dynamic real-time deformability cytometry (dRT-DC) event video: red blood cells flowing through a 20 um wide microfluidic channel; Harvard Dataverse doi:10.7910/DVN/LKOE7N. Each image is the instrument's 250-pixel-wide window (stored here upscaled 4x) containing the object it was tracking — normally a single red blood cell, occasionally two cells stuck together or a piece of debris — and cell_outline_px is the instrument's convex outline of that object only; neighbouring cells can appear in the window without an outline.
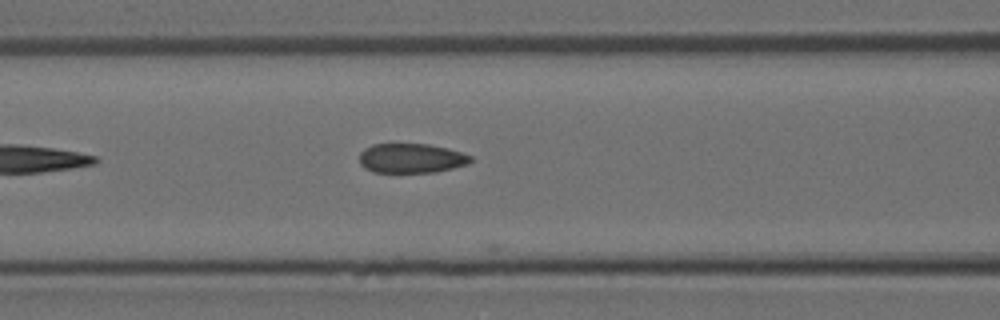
{"species": "Egyptian fruit bat (a non-hibernating species)", "species_latin": "Rousettus aegyptiacus", "temperature_condition": "room temperature", "stored_images_in_passage": 6, "camera_frame_rate_fps": 3000, "um_per_image_px": 0.085, "animal": {"sex": "female"}, "frame": {"image": 1, "passage_image": 6, "time_ms": 6.0, "image_size_px": [1000, 320], "cell_outline_px": [[472, 160], [468, 164], [436, 172], [372, 172], [364, 168], [360, 164], [360, 152], [364, 148], [372, 144], [428, 144], [448, 148], [472, 156]], "centroid_in_image_um": [34.94, 13.45], "position_along_channel_um": 131.7, "area_um2": 19.19}}